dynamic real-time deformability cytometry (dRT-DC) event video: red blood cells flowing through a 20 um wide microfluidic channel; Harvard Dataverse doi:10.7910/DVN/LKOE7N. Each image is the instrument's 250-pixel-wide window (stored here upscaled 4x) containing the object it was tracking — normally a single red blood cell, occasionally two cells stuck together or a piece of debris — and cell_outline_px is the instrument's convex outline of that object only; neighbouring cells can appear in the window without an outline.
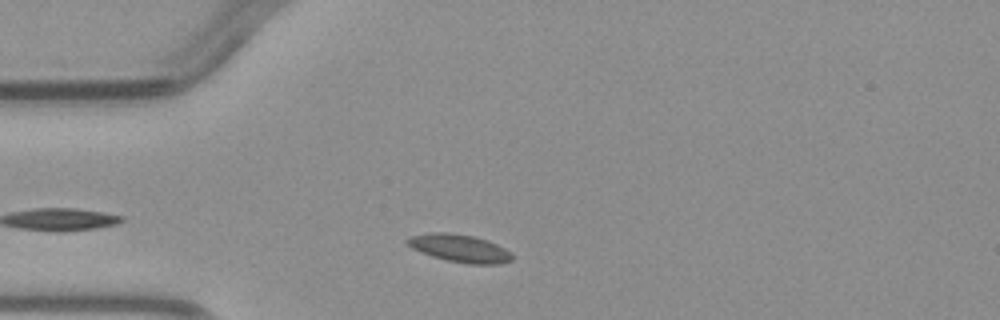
{"species": "common noctule bat (a hibernating species)", "species_latin": "Nyctalus noctula", "temperature_condition": "warm", "stored_images_in_passage": 2, "camera_frame_rate_fps": 3000, "um_per_image_px": 0.085, "animal": {"sex": "male", "body_mass_g": 23.1, "forearm_length_mm": 52.7}, "frame": {"image": 1, "passage_image": 1, "time_ms": 0.0, "image_size_px": [1000, 320], "cell_outline_px": [[512, 260], [500, 264], [468, 264], [448, 260], [432, 256], [420, 252], [412, 248], [404, 240], [408, 236], [428, 232], [448, 232], [472, 236], [488, 240], [512, 252]], "centroid_in_image_um": [39.05, 21.09], "position_along_channel_um": 46.0, "area_um2": 17.05}}